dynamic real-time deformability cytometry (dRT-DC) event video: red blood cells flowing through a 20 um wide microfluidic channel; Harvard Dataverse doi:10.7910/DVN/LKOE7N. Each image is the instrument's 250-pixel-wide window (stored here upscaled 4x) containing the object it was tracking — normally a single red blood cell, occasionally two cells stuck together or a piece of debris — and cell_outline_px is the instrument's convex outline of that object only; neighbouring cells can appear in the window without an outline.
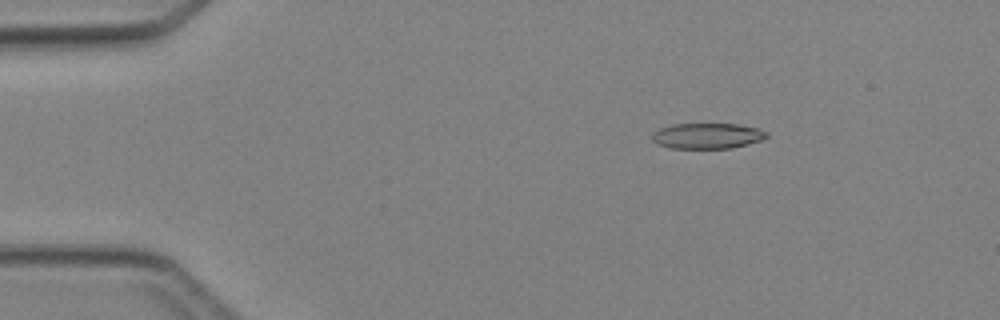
{"species": "Egyptian fruit bat (a non-hibernating species)", "species_latin": "Rousettus aegyptiacus", "temperature_condition": "cold", "stored_images_in_passage": 4, "camera_frame_rate_fps": 3000, "um_per_image_px": 0.085, "animal": {"sex": "female"}, "frame": {"image": 1, "passage_image": 3, "time_ms": 2.333, "image_size_px": [1000, 320], "cell_outline_px": [[768, 136], [760, 140], [732, 148], [672, 148], [656, 144], [652, 140], [652, 136], [660, 128], [672, 124], [740, 124], [760, 128], [768, 132]], "centroid_in_image_um": [60.14, 11.54], "position_along_channel_um": 24.9, "area_um2": 17.05}}